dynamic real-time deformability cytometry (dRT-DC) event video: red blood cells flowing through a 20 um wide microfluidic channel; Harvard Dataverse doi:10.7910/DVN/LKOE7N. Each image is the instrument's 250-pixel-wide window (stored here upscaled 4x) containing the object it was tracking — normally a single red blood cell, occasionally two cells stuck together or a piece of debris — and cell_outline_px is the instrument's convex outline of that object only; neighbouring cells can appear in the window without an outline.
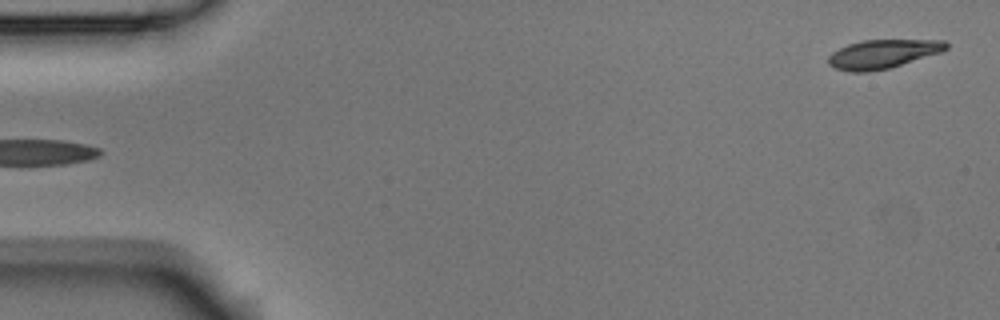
{"species": "Egyptian fruit bat (a non-hibernating species)", "species_latin": "Rousettus aegyptiacus", "temperature_condition": "room temperature", "stored_images_in_passage": 5, "segment_of_instrument_passage": [2, 2], "camera_frame_rate_fps": 3000, "um_per_image_px": 0.085, "animal": {"sex": "male"}, "frame": {"image": 1, "passage_image": 5, "time_ms": 1.333, "image_size_px": [1000, 320], "cell_outline_px": [[948, 48], [940, 52], [888, 68], [868, 72], [848, 72], [836, 68], [828, 64], [828, 56], [832, 52], [848, 44], [864, 40], [944, 40], [948, 44]], "centroid_in_image_um": [75.0, 4.59], "position_along_channel_um": 10.0, "area_um2": 19.54}}